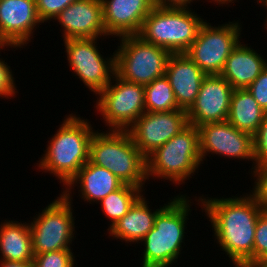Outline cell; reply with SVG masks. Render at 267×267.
I'll return each mask as SVG.
<instances>
[{"label": "cell", "instance_id": "3", "mask_svg": "<svg viewBox=\"0 0 267 267\" xmlns=\"http://www.w3.org/2000/svg\"><path fill=\"white\" fill-rule=\"evenodd\" d=\"M171 198L156 215L153 228L139 242L144 245L141 267H170L182 254L192 199L187 193Z\"/></svg>", "mask_w": 267, "mask_h": 267}, {"label": "cell", "instance_id": "29", "mask_svg": "<svg viewBox=\"0 0 267 267\" xmlns=\"http://www.w3.org/2000/svg\"><path fill=\"white\" fill-rule=\"evenodd\" d=\"M254 234L253 262L267 258V211L260 213Z\"/></svg>", "mask_w": 267, "mask_h": 267}, {"label": "cell", "instance_id": "13", "mask_svg": "<svg viewBox=\"0 0 267 267\" xmlns=\"http://www.w3.org/2000/svg\"><path fill=\"white\" fill-rule=\"evenodd\" d=\"M187 111L144 112L127 130L147 158L188 125Z\"/></svg>", "mask_w": 267, "mask_h": 267}, {"label": "cell", "instance_id": "15", "mask_svg": "<svg viewBox=\"0 0 267 267\" xmlns=\"http://www.w3.org/2000/svg\"><path fill=\"white\" fill-rule=\"evenodd\" d=\"M40 25L36 0H0V46L25 48Z\"/></svg>", "mask_w": 267, "mask_h": 267}, {"label": "cell", "instance_id": "32", "mask_svg": "<svg viewBox=\"0 0 267 267\" xmlns=\"http://www.w3.org/2000/svg\"><path fill=\"white\" fill-rule=\"evenodd\" d=\"M246 90L254 97L259 106L267 113V67L246 88Z\"/></svg>", "mask_w": 267, "mask_h": 267}, {"label": "cell", "instance_id": "14", "mask_svg": "<svg viewBox=\"0 0 267 267\" xmlns=\"http://www.w3.org/2000/svg\"><path fill=\"white\" fill-rule=\"evenodd\" d=\"M233 90L221 75H206L194 104L187 111L188 123L199 127L227 121Z\"/></svg>", "mask_w": 267, "mask_h": 267}, {"label": "cell", "instance_id": "9", "mask_svg": "<svg viewBox=\"0 0 267 267\" xmlns=\"http://www.w3.org/2000/svg\"><path fill=\"white\" fill-rule=\"evenodd\" d=\"M112 81L98 94L94 108L108 130L127 131L145 112V88L116 73Z\"/></svg>", "mask_w": 267, "mask_h": 267}, {"label": "cell", "instance_id": "35", "mask_svg": "<svg viewBox=\"0 0 267 267\" xmlns=\"http://www.w3.org/2000/svg\"><path fill=\"white\" fill-rule=\"evenodd\" d=\"M248 267H267V258L251 263Z\"/></svg>", "mask_w": 267, "mask_h": 267}, {"label": "cell", "instance_id": "7", "mask_svg": "<svg viewBox=\"0 0 267 267\" xmlns=\"http://www.w3.org/2000/svg\"><path fill=\"white\" fill-rule=\"evenodd\" d=\"M29 222L34 255L72 249L76 237L73 195L58 194ZM75 235V236H74Z\"/></svg>", "mask_w": 267, "mask_h": 267}, {"label": "cell", "instance_id": "2", "mask_svg": "<svg viewBox=\"0 0 267 267\" xmlns=\"http://www.w3.org/2000/svg\"><path fill=\"white\" fill-rule=\"evenodd\" d=\"M64 118L36 164L41 171L60 180L65 188L89 161L90 141L96 130L83 116L71 113Z\"/></svg>", "mask_w": 267, "mask_h": 267}, {"label": "cell", "instance_id": "6", "mask_svg": "<svg viewBox=\"0 0 267 267\" xmlns=\"http://www.w3.org/2000/svg\"><path fill=\"white\" fill-rule=\"evenodd\" d=\"M146 161L148 181L153 177L171 181L174 186L186 183L204 163L200 155L198 128L188 124L150 154Z\"/></svg>", "mask_w": 267, "mask_h": 267}, {"label": "cell", "instance_id": "37", "mask_svg": "<svg viewBox=\"0 0 267 267\" xmlns=\"http://www.w3.org/2000/svg\"><path fill=\"white\" fill-rule=\"evenodd\" d=\"M257 1V5L259 4V5H261L262 6V8L264 7V8H266V10H267V0H256Z\"/></svg>", "mask_w": 267, "mask_h": 267}, {"label": "cell", "instance_id": "33", "mask_svg": "<svg viewBox=\"0 0 267 267\" xmlns=\"http://www.w3.org/2000/svg\"><path fill=\"white\" fill-rule=\"evenodd\" d=\"M193 1L197 2L199 0H153L154 5L159 7H191ZM207 2H210V0Z\"/></svg>", "mask_w": 267, "mask_h": 267}, {"label": "cell", "instance_id": "12", "mask_svg": "<svg viewBox=\"0 0 267 267\" xmlns=\"http://www.w3.org/2000/svg\"><path fill=\"white\" fill-rule=\"evenodd\" d=\"M198 128L200 155L206 161L208 154L233 160L252 161L255 167L253 136L235 128L228 121L206 123ZM254 166V167H253Z\"/></svg>", "mask_w": 267, "mask_h": 267}, {"label": "cell", "instance_id": "16", "mask_svg": "<svg viewBox=\"0 0 267 267\" xmlns=\"http://www.w3.org/2000/svg\"><path fill=\"white\" fill-rule=\"evenodd\" d=\"M53 20L61 25L63 41L108 36L103 21L101 0H76ZM58 20V21H57Z\"/></svg>", "mask_w": 267, "mask_h": 267}, {"label": "cell", "instance_id": "22", "mask_svg": "<svg viewBox=\"0 0 267 267\" xmlns=\"http://www.w3.org/2000/svg\"><path fill=\"white\" fill-rule=\"evenodd\" d=\"M3 221L0 223V260L33 262L30 220L28 223Z\"/></svg>", "mask_w": 267, "mask_h": 267}, {"label": "cell", "instance_id": "1", "mask_svg": "<svg viewBox=\"0 0 267 267\" xmlns=\"http://www.w3.org/2000/svg\"><path fill=\"white\" fill-rule=\"evenodd\" d=\"M241 196L194 198L209 218L220 250L235 267H248L253 263L254 233L263 209L250 193Z\"/></svg>", "mask_w": 267, "mask_h": 267}, {"label": "cell", "instance_id": "38", "mask_svg": "<svg viewBox=\"0 0 267 267\" xmlns=\"http://www.w3.org/2000/svg\"><path fill=\"white\" fill-rule=\"evenodd\" d=\"M266 23L264 24V28L267 30V15H266V20H264Z\"/></svg>", "mask_w": 267, "mask_h": 267}, {"label": "cell", "instance_id": "20", "mask_svg": "<svg viewBox=\"0 0 267 267\" xmlns=\"http://www.w3.org/2000/svg\"><path fill=\"white\" fill-rule=\"evenodd\" d=\"M256 51L240 41L228 56L220 75L233 89H246L267 67V59Z\"/></svg>", "mask_w": 267, "mask_h": 267}, {"label": "cell", "instance_id": "8", "mask_svg": "<svg viewBox=\"0 0 267 267\" xmlns=\"http://www.w3.org/2000/svg\"><path fill=\"white\" fill-rule=\"evenodd\" d=\"M119 41L115 70L120 78L146 85L165 75L169 51L143 41L138 35L123 36Z\"/></svg>", "mask_w": 267, "mask_h": 267}, {"label": "cell", "instance_id": "30", "mask_svg": "<svg viewBox=\"0 0 267 267\" xmlns=\"http://www.w3.org/2000/svg\"><path fill=\"white\" fill-rule=\"evenodd\" d=\"M76 0H36V10L39 19L50 23L60 12Z\"/></svg>", "mask_w": 267, "mask_h": 267}, {"label": "cell", "instance_id": "21", "mask_svg": "<svg viewBox=\"0 0 267 267\" xmlns=\"http://www.w3.org/2000/svg\"><path fill=\"white\" fill-rule=\"evenodd\" d=\"M142 194L129 211L118 220L109 230L108 234L113 239L125 241V243L139 244L146 234L153 228L154 220L161 205L156 210L149 208V201Z\"/></svg>", "mask_w": 267, "mask_h": 267}, {"label": "cell", "instance_id": "10", "mask_svg": "<svg viewBox=\"0 0 267 267\" xmlns=\"http://www.w3.org/2000/svg\"><path fill=\"white\" fill-rule=\"evenodd\" d=\"M201 25L195 41L185 53L206 75H220L226 60L241 40L239 20L218 26Z\"/></svg>", "mask_w": 267, "mask_h": 267}, {"label": "cell", "instance_id": "23", "mask_svg": "<svg viewBox=\"0 0 267 267\" xmlns=\"http://www.w3.org/2000/svg\"><path fill=\"white\" fill-rule=\"evenodd\" d=\"M267 113L246 89H234L227 121L252 136L258 131Z\"/></svg>", "mask_w": 267, "mask_h": 267}, {"label": "cell", "instance_id": "27", "mask_svg": "<svg viewBox=\"0 0 267 267\" xmlns=\"http://www.w3.org/2000/svg\"><path fill=\"white\" fill-rule=\"evenodd\" d=\"M250 174L255 181L249 193L255 198L263 211H267V164L255 166Z\"/></svg>", "mask_w": 267, "mask_h": 267}, {"label": "cell", "instance_id": "24", "mask_svg": "<svg viewBox=\"0 0 267 267\" xmlns=\"http://www.w3.org/2000/svg\"><path fill=\"white\" fill-rule=\"evenodd\" d=\"M142 194L145 193L141 188L124 184L97 203L100 204L105 217H108L107 220L109 219L111 222L107 231L129 211L130 207Z\"/></svg>", "mask_w": 267, "mask_h": 267}, {"label": "cell", "instance_id": "4", "mask_svg": "<svg viewBox=\"0 0 267 267\" xmlns=\"http://www.w3.org/2000/svg\"><path fill=\"white\" fill-rule=\"evenodd\" d=\"M97 130L89 146V161L111 171L124 184L143 189L147 182L146 157L128 131Z\"/></svg>", "mask_w": 267, "mask_h": 267}, {"label": "cell", "instance_id": "31", "mask_svg": "<svg viewBox=\"0 0 267 267\" xmlns=\"http://www.w3.org/2000/svg\"><path fill=\"white\" fill-rule=\"evenodd\" d=\"M255 166L267 164V115L253 136Z\"/></svg>", "mask_w": 267, "mask_h": 267}, {"label": "cell", "instance_id": "25", "mask_svg": "<svg viewBox=\"0 0 267 267\" xmlns=\"http://www.w3.org/2000/svg\"><path fill=\"white\" fill-rule=\"evenodd\" d=\"M144 88L146 112H168L179 110L173 89L165 75L144 85Z\"/></svg>", "mask_w": 267, "mask_h": 267}, {"label": "cell", "instance_id": "11", "mask_svg": "<svg viewBox=\"0 0 267 267\" xmlns=\"http://www.w3.org/2000/svg\"><path fill=\"white\" fill-rule=\"evenodd\" d=\"M99 39L80 38L63 41L69 68L89 91L96 94V97L109 85L116 73L115 51L113 55L104 57L101 50H98Z\"/></svg>", "mask_w": 267, "mask_h": 267}, {"label": "cell", "instance_id": "34", "mask_svg": "<svg viewBox=\"0 0 267 267\" xmlns=\"http://www.w3.org/2000/svg\"><path fill=\"white\" fill-rule=\"evenodd\" d=\"M0 267H35L33 262L0 260Z\"/></svg>", "mask_w": 267, "mask_h": 267}, {"label": "cell", "instance_id": "5", "mask_svg": "<svg viewBox=\"0 0 267 267\" xmlns=\"http://www.w3.org/2000/svg\"><path fill=\"white\" fill-rule=\"evenodd\" d=\"M190 7L154 6L144 19L138 36L171 54L186 53L205 19Z\"/></svg>", "mask_w": 267, "mask_h": 267}, {"label": "cell", "instance_id": "28", "mask_svg": "<svg viewBox=\"0 0 267 267\" xmlns=\"http://www.w3.org/2000/svg\"><path fill=\"white\" fill-rule=\"evenodd\" d=\"M13 47V48H12ZM6 48H12V49H20V47L10 46V45H4L0 46V50H4ZM11 67L0 58V97L12 99L15 98L16 93H18L17 85L15 84V78L13 77V71L10 69Z\"/></svg>", "mask_w": 267, "mask_h": 267}, {"label": "cell", "instance_id": "18", "mask_svg": "<svg viewBox=\"0 0 267 267\" xmlns=\"http://www.w3.org/2000/svg\"><path fill=\"white\" fill-rule=\"evenodd\" d=\"M165 76L173 89L178 108L188 111L206 74L185 53H180L170 55Z\"/></svg>", "mask_w": 267, "mask_h": 267}, {"label": "cell", "instance_id": "17", "mask_svg": "<svg viewBox=\"0 0 267 267\" xmlns=\"http://www.w3.org/2000/svg\"><path fill=\"white\" fill-rule=\"evenodd\" d=\"M108 37L138 35L144 19L153 9V0H101Z\"/></svg>", "mask_w": 267, "mask_h": 267}, {"label": "cell", "instance_id": "26", "mask_svg": "<svg viewBox=\"0 0 267 267\" xmlns=\"http://www.w3.org/2000/svg\"><path fill=\"white\" fill-rule=\"evenodd\" d=\"M72 252L71 249H63L34 255L33 263L35 267H75L78 264Z\"/></svg>", "mask_w": 267, "mask_h": 267}, {"label": "cell", "instance_id": "19", "mask_svg": "<svg viewBox=\"0 0 267 267\" xmlns=\"http://www.w3.org/2000/svg\"><path fill=\"white\" fill-rule=\"evenodd\" d=\"M79 184V185H78ZM124 185V182L116 177L111 171L104 167L97 166L88 161L79 169L78 174L66 185L62 191L64 195L74 193L77 186L78 193L82 200L89 204H97L108 194L116 191ZM80 187V188H79ZM73 189V191H72Z\"/></svg>", "mask_w": 267, "mask_h": 267}, {"label": "cell", "instance_id": "36", "mask_svg": "<svg viewBox=\"0 0 267 267\" xmlns=\"http://www.w3.org/2000/svg\"><path fill=\"white\" fill-rule=\"evenodd\" d=\"M238 2L237 0H211L210 3H214L215 5L218 4L219 6L229 5L230 3L234 4V2Z\"/></svg>", "mask_w": 267, "mask_h": 267}]
</instances>
